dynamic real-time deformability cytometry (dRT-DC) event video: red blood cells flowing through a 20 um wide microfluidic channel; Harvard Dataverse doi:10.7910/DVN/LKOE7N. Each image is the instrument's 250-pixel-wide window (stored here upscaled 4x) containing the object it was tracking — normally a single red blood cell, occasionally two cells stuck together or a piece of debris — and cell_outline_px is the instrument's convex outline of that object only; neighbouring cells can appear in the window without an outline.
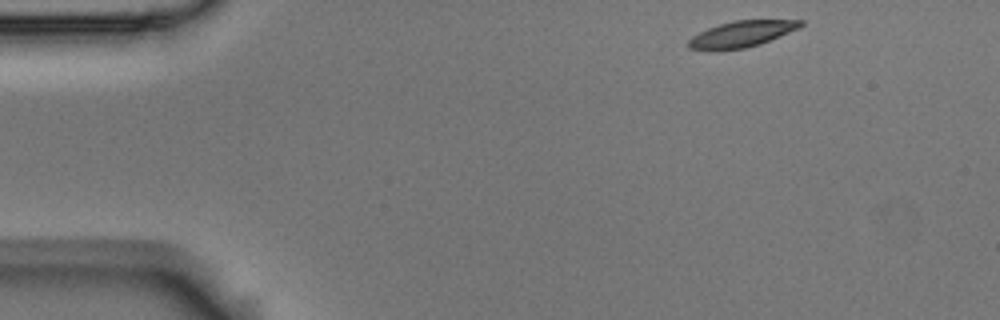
{"species": "Egyptian fruit bat (a non-hibernating species)", "species_latin": "Rousettus aegyptiacus", "temperature_condition": "room temperature", "stored_images_in_passage": 3, "camera_frame_rate_fps": 3000, "um_per_image_px": 0.085, "animal": {"sex": "male"}, "frame": {"image": 1, "passage_image": 1, "time_ms": 0.0, "image_size_px": [1000, 320], "cell_outline_px": [[804, 24], [800, 28], [760, 44], [744, 48], [716, 52], [688, 48], [688, 40], [692, 36], [708, 28], [732, 20], [804, 20]], "centroid_in_image_um": [63.02, 2.91], "position_along_channel_um": 22.0, "area_um2": 17.34}}
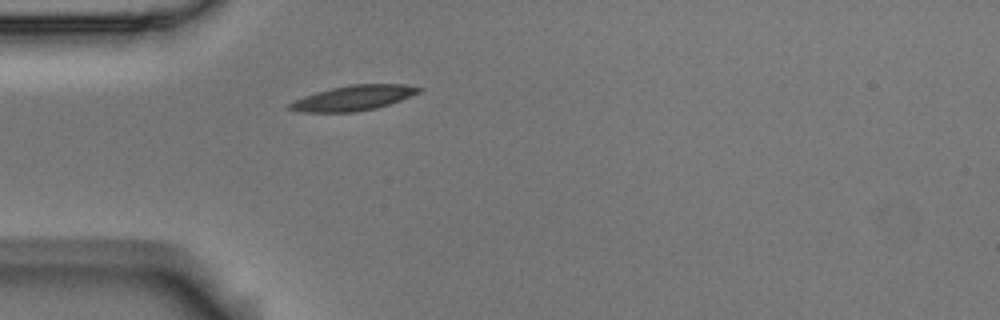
{"frame": {"image": 2, "passage_image": 3, "time_ms": 0.667, "image_size_px": [1000, 320], "cell_outline_px": [[424, 88], [420, 92], [400, 100], [376, 108], [352, 112], [300, 112], [288, 108], [288, 104], [292, 100], [316, 92], [332, 88], [352, 84], [404, 84]], "centroid_in_image_um": [30.02, 8.32], "position_along_channel_um": 55.0, "area_um2": 18.79}}